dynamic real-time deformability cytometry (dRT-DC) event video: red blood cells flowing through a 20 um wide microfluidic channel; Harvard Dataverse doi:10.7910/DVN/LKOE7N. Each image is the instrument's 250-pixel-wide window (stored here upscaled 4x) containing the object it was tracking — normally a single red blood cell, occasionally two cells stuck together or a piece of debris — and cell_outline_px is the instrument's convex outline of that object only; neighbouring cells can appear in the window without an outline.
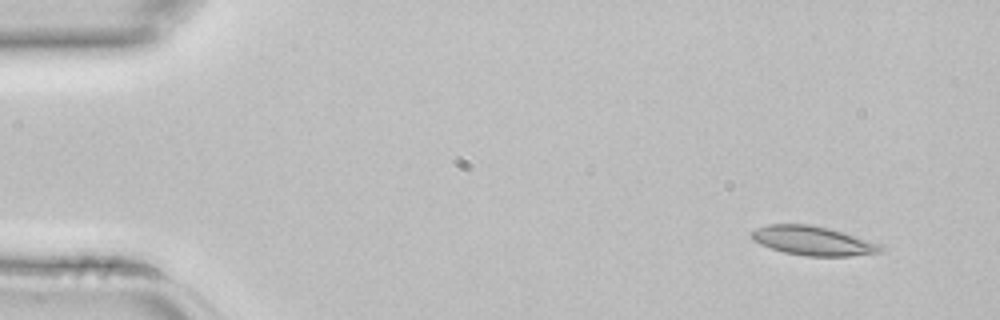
{"species": "common noctule bat (a hibernating species)", "species_latin": "Nyctalus noctula", "temperature_condition": "room temperature", "stored_images_in_passage": 3, "camera_frame_rate_fps": 3000, "um_per_image_px": 0.085, "animal": {"sex": "female", "body_mass_g": 22.7, "forearm_length_mm": 54.2}, "frame": {"image": 1, "passage_image": 1, "time_ms": 0.0, "image_size_px": [1000, 320], "cell_outline_px": [[884, 252], [848, 256], [804, 256], [784, 252], [760, 244], [752, 240], [752, 232], [756, 228], [768, 224], [808, 224], [828, 228], [868, 240], [880, 244], [884, 248]], "centroid_in_image_um": [69.1, 20.47], "position_along_channel_um": 15.9, "area_um2": 21.79}}
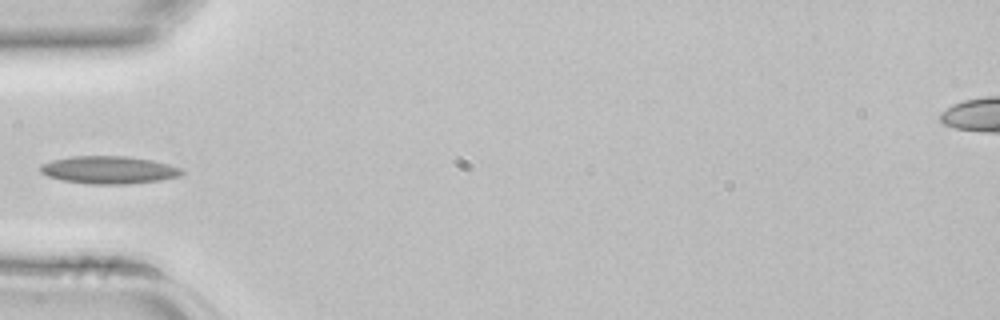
{"frame": {"image": 2, "passage_image": 3, "time_ms": 0.667, "image_size_px": [1000, 320], "cell_outline_px": [[184, 172], [180, 176], [160, 180], [128, 184], [88, 184], [60, 180], [48, 176], [40, 172], [40, 164], [52, 160], [72, 156], [128, 156], [152, 160], [168, 164], [180, 168]], "centroid_in_image_um": [9.23, 14.44], "position_along_channel_um": 75.8, "area_um2": 22.89}}